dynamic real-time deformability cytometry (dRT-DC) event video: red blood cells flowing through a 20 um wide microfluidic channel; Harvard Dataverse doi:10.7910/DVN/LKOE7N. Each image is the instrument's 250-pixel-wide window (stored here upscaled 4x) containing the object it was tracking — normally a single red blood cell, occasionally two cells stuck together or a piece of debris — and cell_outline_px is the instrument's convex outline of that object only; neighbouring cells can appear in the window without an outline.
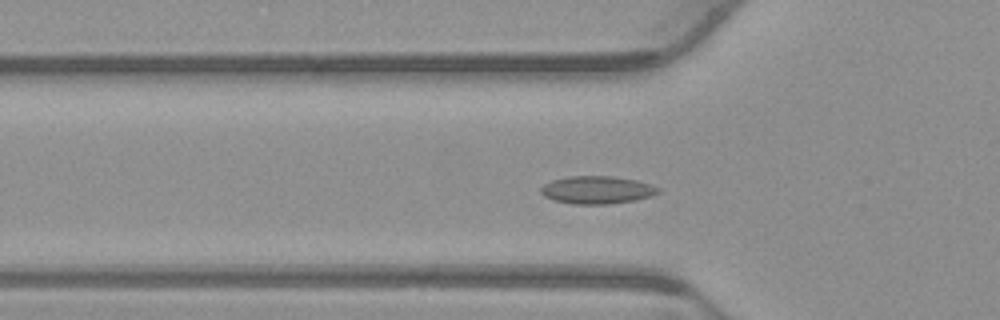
{"species": "common noctule bat (a hibernating species)", "species_latin": "Nyctalus noctula", "temperature_condition": "warm", "stored_images_in_passage": 54, "camera_frame_rate_fps": 3000, "um_per_image_px": 0.085, "animal": {"sex": "male", "body_mass_g": 23.1, "forearm_length_mm": 52.7}, "frame": {"image": 1, "passage_image": 18, "time_ms": 5.667, "image_size_px": [1000, 320], "cell_outline_px": [[660, 192], [652, 196], [636, 200], [608, 204], [572, 204], [552, 200], [544, 196], [540, 192], [540, 188], [544, 184], [552, 180], [568, 176], [612, 176], [636, 180], [660, 188]], "centroid_in_image_um": [50.72, 16.15], "position_along_channel_um": 75.1, "area_um2": 19.07}}
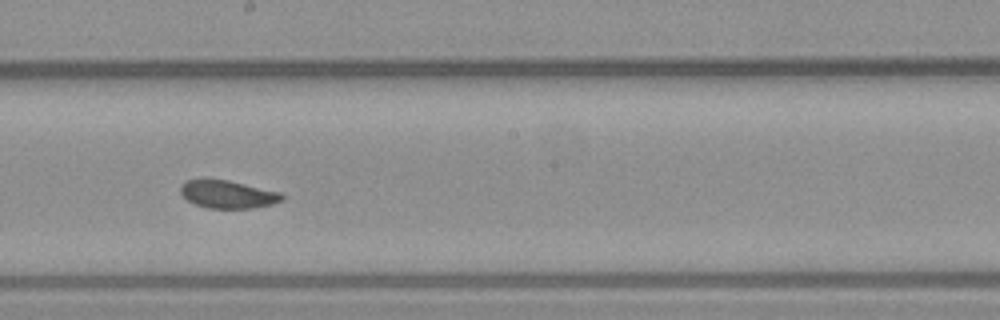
{"frame": {"image": 2, "passage_image": 30, "time_ms": 9.667, "image_size_px": [1000, 320], "cell_outline_px": [[284, 200], [272, 204], [252, 208], [208, 208], [196, 204], [188, 200], [180, 192], [180, 184], [184, 180], [228, 180], [280, 192], [284, 196]], "centroid_in_image_um": [19.37, 16.52], "position_along_channel_um": 228.8, "area_um2": 16.3}}
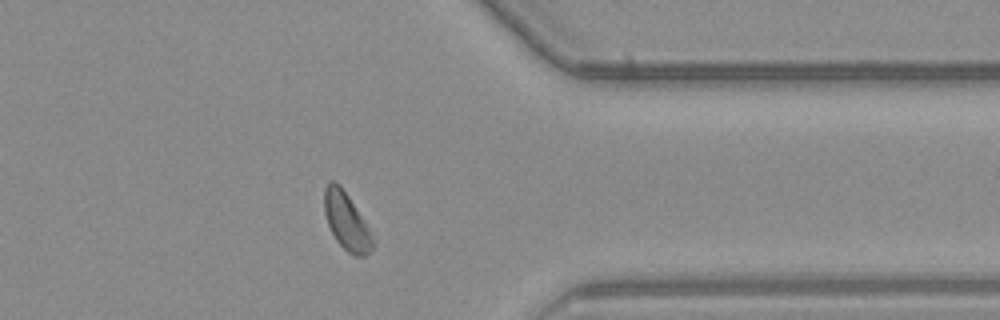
{"frame": {"image": 3, "passage_image": 43, "time_ms": 14.0, "image_size_px": [1000, 320], "cell_outline_px": [[376, 244], [364, 256], [352, 256], [336, 240], [328, 224], [324, 212], [324, 188], [328, 180], [332, 180], [340, 184], [364, 220]], "centroid_in_image_um": [29.44, 18.79], "position_along_channel_um": 382.0, "area_um2": 16.07}}